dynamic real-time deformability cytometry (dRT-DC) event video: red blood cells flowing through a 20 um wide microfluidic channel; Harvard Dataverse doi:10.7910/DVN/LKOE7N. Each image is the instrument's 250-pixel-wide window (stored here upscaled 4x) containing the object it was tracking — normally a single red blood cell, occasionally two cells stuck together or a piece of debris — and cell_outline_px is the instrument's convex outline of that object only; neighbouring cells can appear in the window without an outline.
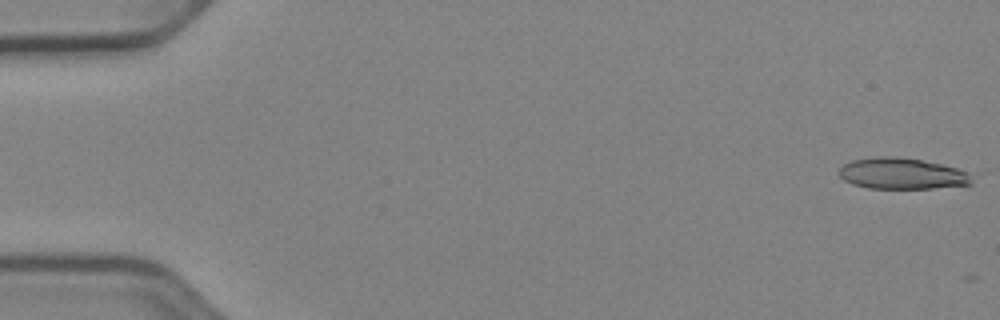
{"species": "Egyptian fruit bat (a non-hibernating species)", "species_latin": "Rousettus aegyptiacus", "temperature_condition": "cold", "stored_images_in_passage": 5, "camera_frame_rate_fps": 3000, "um_per_image_px": 0.085, "animal": {"sex": "female"}, "frame": {"image": 1, "passage_image": 1, "time_ms": 0.0, "image_size_px": [1000, 320], "cell_outline_px": [[972, 184], [932, 188], [868, 188], [852, 184], [844, 180], [836, 172], [844, 164], [852, 160], [876, 156], [896, 156], [920, 160], [940, 164], [956, 168], [968, 172], [972, 176]], "centroid_in_image_um": [76.63, 14.75], "position_along_channel_um": 8.4, "area_um2": 24.1}}